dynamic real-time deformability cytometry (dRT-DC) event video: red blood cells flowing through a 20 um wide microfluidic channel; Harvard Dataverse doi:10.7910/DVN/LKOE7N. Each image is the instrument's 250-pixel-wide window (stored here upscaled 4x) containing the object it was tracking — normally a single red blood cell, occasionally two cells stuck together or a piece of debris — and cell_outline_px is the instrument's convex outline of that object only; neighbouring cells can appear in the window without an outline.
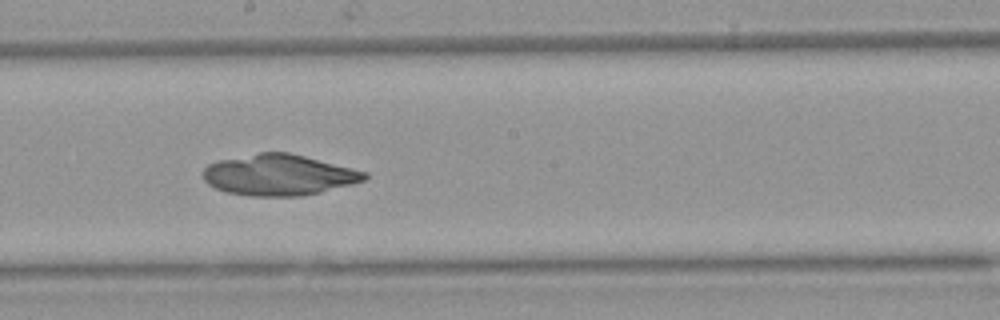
{"species": "Egyptian fruit bat (a non-hibernating species)", "species_latin": "Rousettus aegyptiacus", "temperature_condition": "warm", "stored_images_in_passage": 52, "camera_frame_rate_fps": 3000, "um_per_image_px": 0.085, "animal": {"sex": "female"}, "frame": {"image": 1, "passage_image": 28, "time_ms": 9.0, "image_size_px": [1000, 320], "cell_outline_px": [[368, 176], [364, 180], [352, 184], [320, 192], [300, 196], [248, 196], [228, 192], [216, 188], [208, 184], [204, 180], [204, 168], [208, 164], [216, 160], [260, 152], [288, 152], [368, 172]], "centroid_in_image_um": [23.68, 14.86], "position_along_channel_um": 224.5, "area_um2": 38.44}}
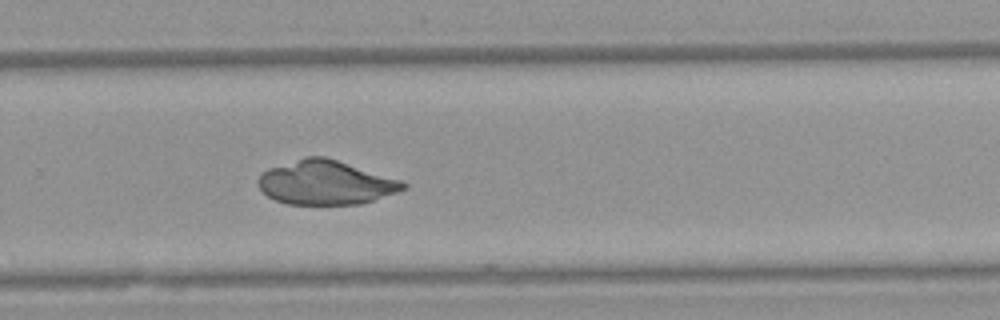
{"frame": {"image": 2, "passage_image": 34, "time_ms": 11.0, "image_size_px": [1000, 320], "cell_outline_px": [[408, 188], [360, 204], [288, 204], [276, 200], [268, 196], [256, 184], [256, 180], [268, 168], [304, 156], [324, 156], [404, 180], [408, 184]], "centroid_in_image_um": [27.7, 15.51], "position_along_channel_um": 302.1, "area_um2": 37.4}}
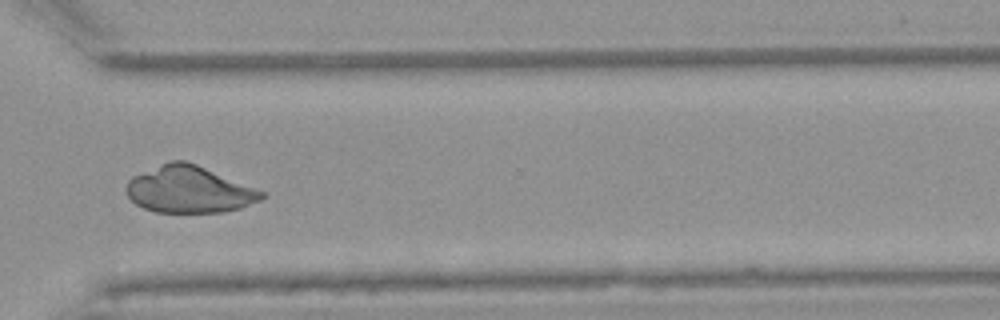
{"frame": {"image": 3, "passage_image": 38, "time_ms": 12.333, "image_size_px": [1000, 320], "cell_outline_px": [[268, 196], [260, 200], [240, 208], [224, 212], [156, 212], [144, 208], [136, 204], [128, 196], [124, 188], [128, 180], [132, 176], [172, 160], [184, 160], [196, 164], [268, 192]], "centroid_in_image_um": [16.11, 16.11], "position_along_channel_um": 354.5, "area_um2": 37.05}}